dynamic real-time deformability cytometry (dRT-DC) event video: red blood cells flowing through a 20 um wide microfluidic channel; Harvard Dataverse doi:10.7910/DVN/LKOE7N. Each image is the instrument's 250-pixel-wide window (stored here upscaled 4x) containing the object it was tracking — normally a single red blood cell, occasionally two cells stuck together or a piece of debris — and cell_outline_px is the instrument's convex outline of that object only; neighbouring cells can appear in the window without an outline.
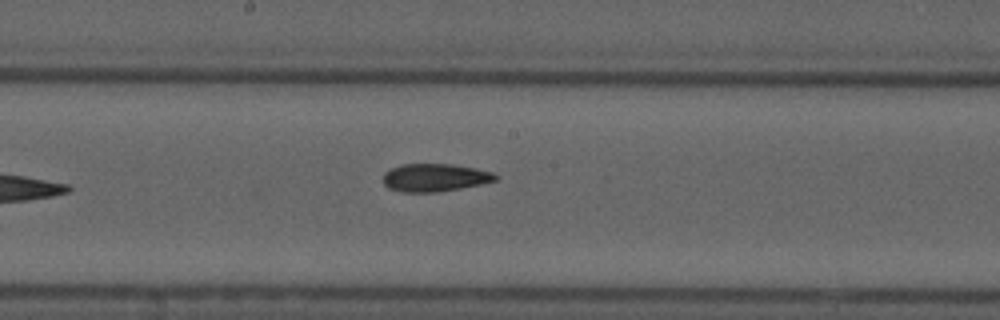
{"species": "common noctule bat (a hibernating species)", "species_latin": "Nyctalus noctula", "temperature_condition": "cold", "stored_images_in_passage": 8, "camera_frame_rate_fps": 3000, "um_per_image_px": 0.085, "animal": {"sex": "male", "forearm_length_mm": 52.5}, "frame": {"image": 1, "passage_image": 8, "time_ms": 9.333, "image_size_px": [1000, 320], "cell_outline_px": [[500, 176], [496, 180], [480, 184], [460, 188], [436, 192], [400, 192], [388, 188], [384, 184], [384, 172], [392, 168], [404, 164], [452, 164], [476, 168], [492, 172]], "centroid_in_image_um": [36.96, 15.09], "position_along_channel_um": 211.2, "area_um2": 18.21}}